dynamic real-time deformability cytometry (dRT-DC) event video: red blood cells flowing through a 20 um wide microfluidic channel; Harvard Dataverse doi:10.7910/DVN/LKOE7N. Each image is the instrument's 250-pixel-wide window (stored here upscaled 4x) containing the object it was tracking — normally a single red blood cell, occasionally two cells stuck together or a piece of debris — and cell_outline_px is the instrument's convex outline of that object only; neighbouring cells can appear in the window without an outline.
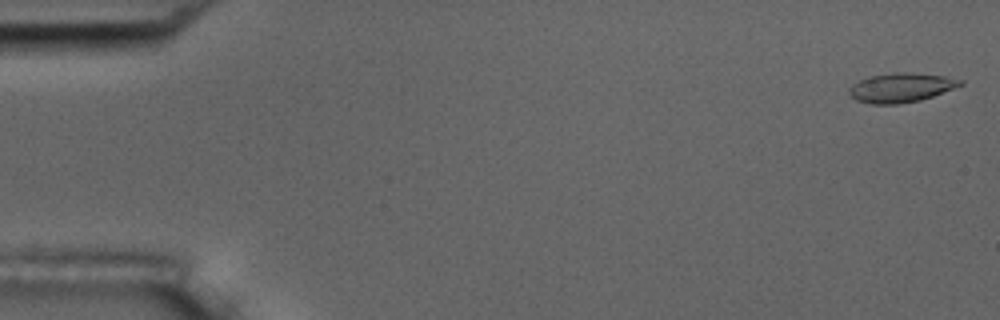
{"species": "common noctule bat (a hibernating species)", "species_latin": "Nyctalus noctula", "temperature_condition": "room temperature", "stored_images_in_passage": 5, "segment_of_instrument_passage": [2, 2], "camera_frame_rate_fps": 3000, "um_per_image_px": 0.085, "animal": {"sex": "male", "body_mass_g": 17.5, "forearm_length_mm": 52.3}, "frame": {"image": 1, "passage_image": 5, "time_ms": 4.667, "image_size_px": [1000, 320], "cell_outline_px": [[964, 84], [932, 96], [920, 100], [896, 104], [872, 104], [856, 100], [848, 92], [848, 88], [852, 84], [860, 80], [872, 76], [892, 72], [908, 72], [944, 76], [964, 80]], "centroid_in_image_um": [76.58, 7.44], "position_along_channel_um": 8.4, "area_um2": 18.84}}